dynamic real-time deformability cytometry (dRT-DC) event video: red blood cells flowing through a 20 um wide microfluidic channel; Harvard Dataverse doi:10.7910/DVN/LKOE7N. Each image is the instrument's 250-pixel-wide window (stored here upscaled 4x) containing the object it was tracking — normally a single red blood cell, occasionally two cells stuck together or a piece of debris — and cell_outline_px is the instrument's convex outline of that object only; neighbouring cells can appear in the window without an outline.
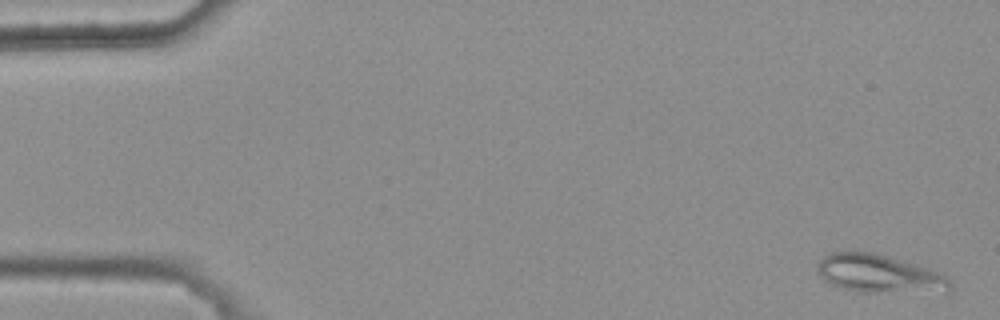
{"species": "common noctule bat (a hibernating species)", "species_latin": "Nyctalus noctula", "temperature_condition": "warm", "stored_images_in_passage": 5, "camera_frame_rate_fps": 3000, "um_per_image_px": 0.085, "animal": {"sex": "female", "body_mass_g": 25.1}, "frame": {"image": 1, "passage_image": 1, "time_ms": 0.0, "image_size_px": [1000, 320], "cell_outline_px": [[952, 288], [948, 292], [860, 292], [836, 288], [824, 280], [816, 272], [816, 264], [828, 252], [848, 248], [852, 248], [876, 252], [916, 264], [940, 272], [948, 276], [952, 284]], "centroid_in_image_um": [74.67, 23.23], "position_along_channel_um": 10.3, "area_um2": 30.92}}